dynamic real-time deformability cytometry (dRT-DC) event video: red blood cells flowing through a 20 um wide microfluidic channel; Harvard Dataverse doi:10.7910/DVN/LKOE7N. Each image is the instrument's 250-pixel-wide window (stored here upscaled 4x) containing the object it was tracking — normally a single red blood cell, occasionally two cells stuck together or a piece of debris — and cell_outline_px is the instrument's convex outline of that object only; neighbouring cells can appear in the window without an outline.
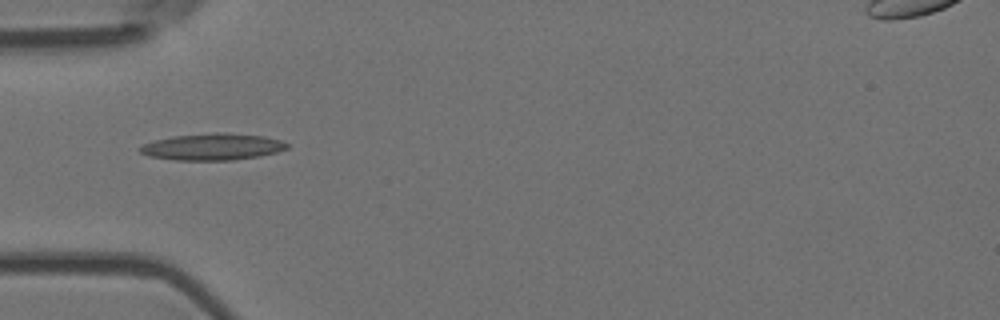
{"species": "Egyptian fruit bat (a non-hibernating species)", "species_latin": "Rousettus aegyptiacus", "temperature_condition": "room temperature", "stored_images_in_passage": 5, "camera_frame_rate_fps": 3000, "um_per_image_px": 0.085, "animal": {"sex": "female"}, "frame": {"image": 1, "passage_image": 2, "time_ms": 0.333, "image_size_px": [1000, 320], "cell_outline_px": [[288, 148], [276, 152], [260, 156], [232, 160], [176, 160], [148, 156], [140, 152], [140, 148], [144, 144], [156, 140], [176, 136], [216, 132], [224, 132], [264, 136], [280, 140], [288, 144]], "centroid_in_image_um": [18.09, 12.48], "position_along_channel_um": 66.9, "area_um2": 22.66}}
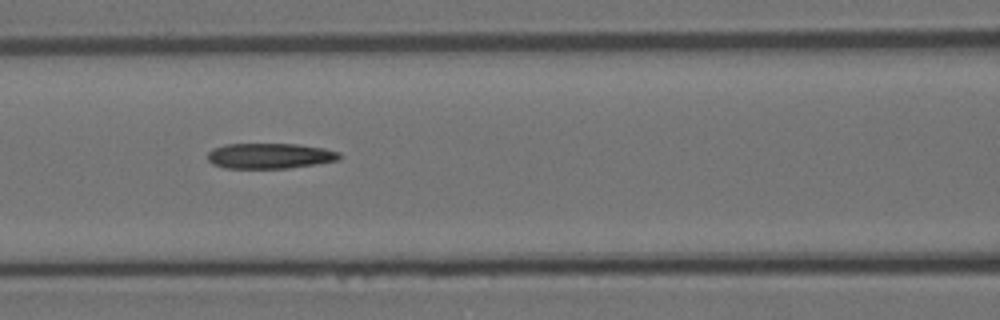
{"frame": {"image": 2, "passage_image": 4, "time_ms": 1.0, "image_size_px": [1000, 320], "cell_outline_px": [[340, 160], [316, 164], [288, 168], [224, 168], [212, 164], [208, 160], [208, 152], [212, 148], [224, 144], [296, 144], [324, 148], [340, 152]], "centroid_in_image_um": [22.92, 13.25], "position_along_channel_um": 143.7, "area_um2": 19.65}}
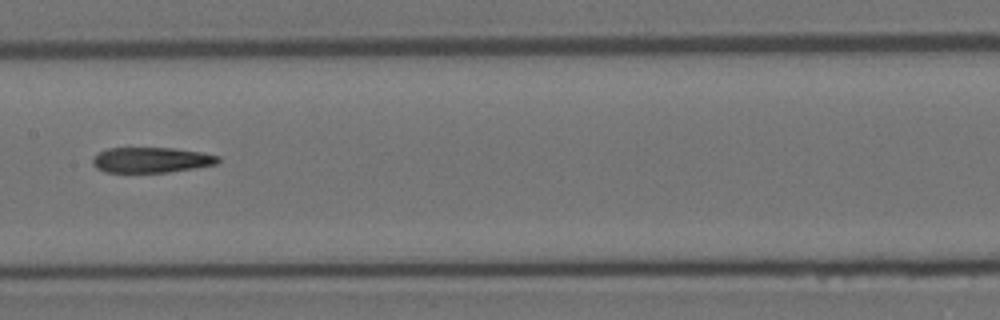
{"frame": {"image": 3, "passage_image": 5, "time_ms": 1.333, "image_size_px": [1000, 320], "cell_outline_px": [[220, 160], [216, 164], [196, 168], [168, 172], [104, 172], [96, 168], [92, 164], [92, 160], [100, 152], [108, 148], [176, 148], [204, 152], [220, 156]], "centroid_in_image_um": [12.9, 13.59], "position_along_channel_um": 194.5, "area_um2": 18.67}}